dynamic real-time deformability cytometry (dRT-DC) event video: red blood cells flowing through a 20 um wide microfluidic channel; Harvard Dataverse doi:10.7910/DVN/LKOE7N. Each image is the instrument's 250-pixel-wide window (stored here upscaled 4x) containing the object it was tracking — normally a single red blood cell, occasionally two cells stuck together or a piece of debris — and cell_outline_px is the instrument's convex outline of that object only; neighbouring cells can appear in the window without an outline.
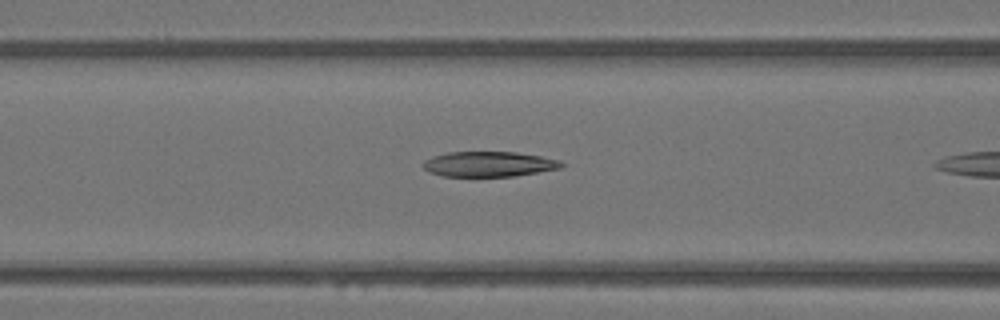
{"species": "Egyptian fruit bat (a non-hibernating species)", "species_latin": "Rousettus aegyptiacus", "temperature_condition": "warm", "stored_images_in_passage": 9, "camera_frame_rate_fps": 3000, "um_per_image_px": 0.085, "animal": {"sex": "female"}, "frame": {"image": 1, "passage_image": 8, "time_ms": 2.333, "image_size_px": [1000, 320], "cell_outline_px": [[564, 164], [560, 168], [512, 176], [444, 176], [428, 172], [420, 164], [424, 160], [432, 156], [448, 152], [516, 152], [540, 156], [560, 160]], "centroid_in_image_um": [41.5, 13.94], "position_along_channel_um": 125.1, "area_um2": 20.23}}